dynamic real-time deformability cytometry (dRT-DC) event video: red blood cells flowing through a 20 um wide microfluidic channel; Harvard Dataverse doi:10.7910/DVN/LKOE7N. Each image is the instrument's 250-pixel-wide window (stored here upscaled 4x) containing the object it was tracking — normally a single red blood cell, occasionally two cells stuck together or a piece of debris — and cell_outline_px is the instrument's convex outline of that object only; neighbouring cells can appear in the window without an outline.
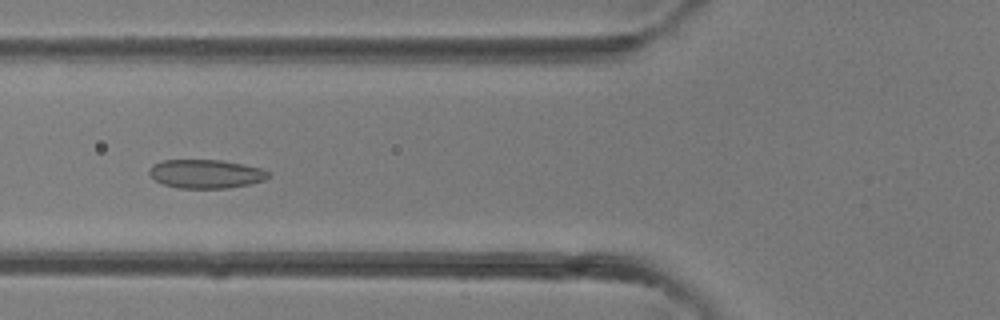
{"species": "common noctule bat (a hibernating species)", "species_latin": "Nyctalus noctula", "temperature_condition": "room temperature", "stored_images_in_passage": 40, "camera_frame_rate_fps": 3000, "um_per_image_px": 0.085, "animal": {"sex": "female"}, "frame": {"image": 1, "passage_image": 15, "time_ms": 4.667, "image_size_px": [1000, 320], "cell_outline_px": [[272, 176], [264, 180], [252, 184], [228, 188], [180, 188], [164, 184], [156, 180], [148, 172], [148, 168], [152, 164], [164, 160], [220, 160], [244, 164], [260, 168], [268, 172]], "centroid_in_image_um": [17.52, 14.78], "position_along_channel_um": 108.3, "area_um2": 20.0}}
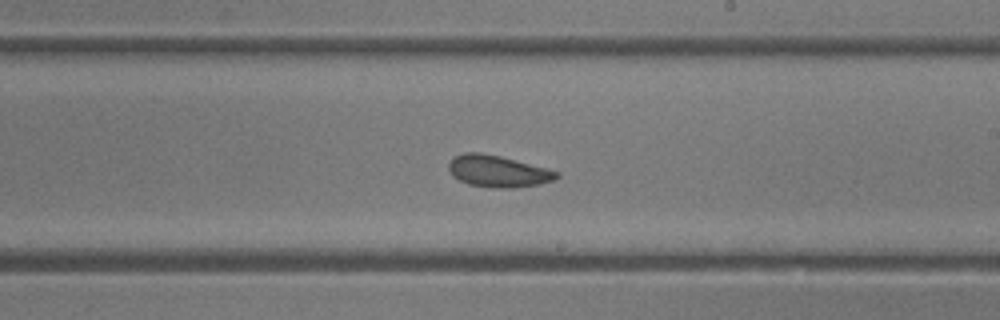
{"frame": {"image": 2, "passage_image": 23, "time_ms": 7.333, "image_size_px": [1000, 320], "cell_outline_px": [[560, 176], [552, 180], [536, 184], [512, 188], [492, 188], [468, 184], [452, 176], [448, 168], [448, 164], [456, 156], [464, 152], [480, 152], [500, 156], [560, 172]], "centroid_in_image_um": [42.29, 14.55], "position_along_channel_um": 246.7, "area_um2": 19.71}}
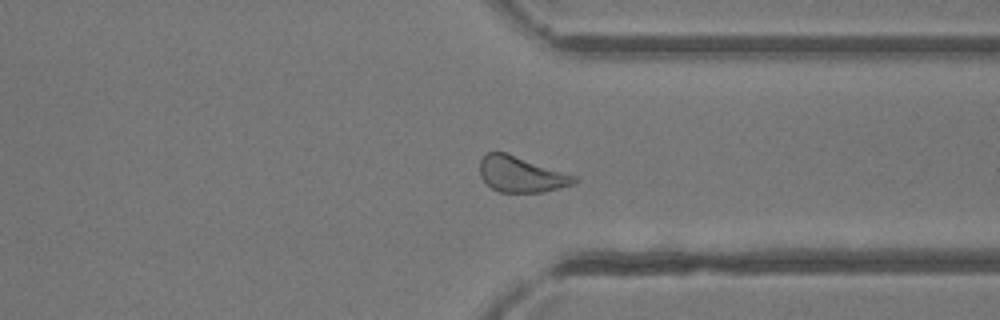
{"frame": {"image": 3, "passage_image": 30, "time_ms": 9.667, "image_size_px": [1000, 320], "cell_outline_px": [[576, 180], [572, 184], [544, 192], [500, 192], [492, 188], [480, 176], [480, 160], [488, 152], [508, 152], [576, 176]], "centroid_in_image_um": [44.28, 14.8], "position_along_channel_um": 367.1, "area_um2": 19.54}}